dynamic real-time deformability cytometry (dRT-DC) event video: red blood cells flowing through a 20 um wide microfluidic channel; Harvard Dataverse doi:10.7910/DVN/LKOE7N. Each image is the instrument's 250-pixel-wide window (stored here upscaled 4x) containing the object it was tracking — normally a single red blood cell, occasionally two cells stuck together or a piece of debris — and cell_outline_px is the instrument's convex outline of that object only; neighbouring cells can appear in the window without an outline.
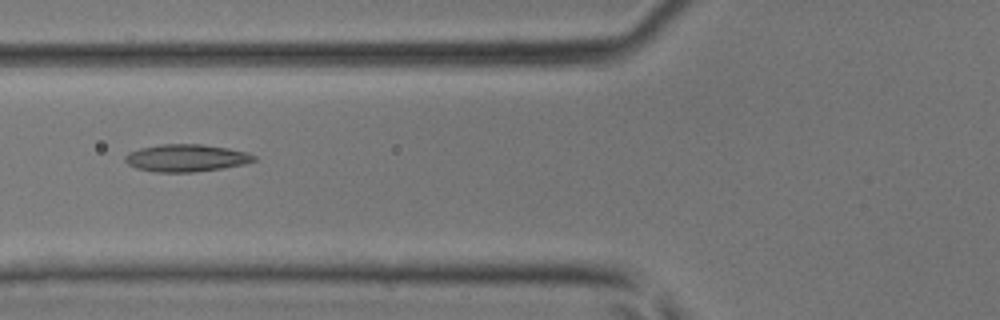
{"species": "common noctule bat (a hibernating species)", "species_latin": "Nyctalus noctula", "temperature_condition": "room temperature", "stored_images_in_passage": 45, "camera_frame_rate_fps": 3000, "um_per_image_px": 0.085, "animal": {"sex": "male", "body_mass_g": 17.9, "forearm_length_mm": 54.2}, "frame": {"image": 1, "passage_image": 18, "time_ms": 5.667, "image_size_px": [1000, 320], "cell_outline_px": [[256, 160], [244, 164], [220, 168], [192, 172], [156, 172], [136, 168], [128, 164], [124, 160], [124, 156], [128, 152], [140, 148], [160, 144], [204, 144], [228, 148], [248, 152], [256, 156]], "centroid_in_image_um": [15.81, 13.42], "position_along_channel_um": 110.0, "area_um2": 20.58}}
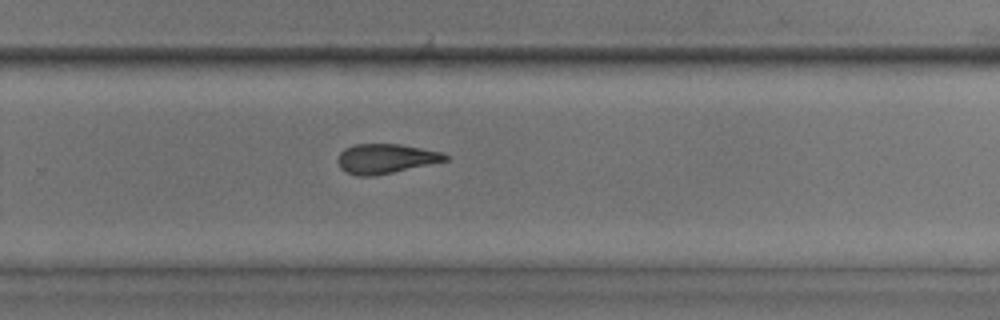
{"frame": {"image": 2, "passage_image": 30, "time_ms": 9.667, "image_size_px": [1000, 320], "cell_outline_px": [[448, 160], [376, 176], [356, 176], [340, 168], [336, 160], [340, 152], [344, 148], [356, 144], [400, 144], [440, 152], [448, 156]], "centroid_in_image_um": [32.73, 13.49], "position_along_channel_um": 297.1, "area_um2": 18.5}}
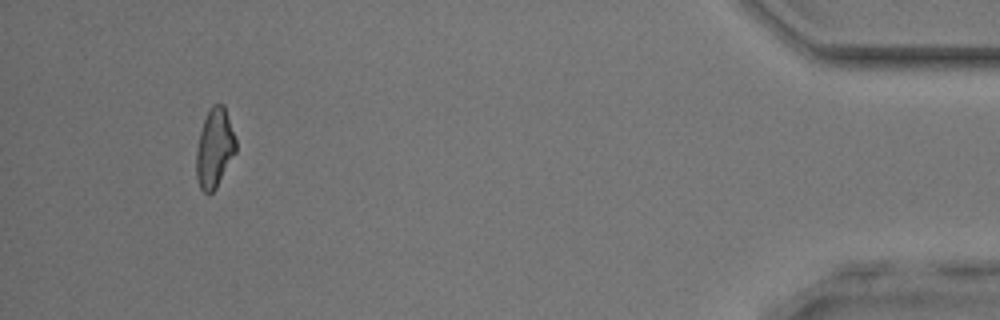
{"frame": {"image": 3, "passage_image": 42, "time_ms": 13.667, "image_size_px": [1000, 320], "cell_outline_px": [[236, 152], [216, 188], [208, 196], [200, 188], [196, 176], [196, 152], [200, 132], [204, 120], [212, 104], [224, 104], [236, 140]], "centroid_in_image_um": [18.23, 12.62], "position_along_channel_um": 417.0, "area_um2": 18.21}}